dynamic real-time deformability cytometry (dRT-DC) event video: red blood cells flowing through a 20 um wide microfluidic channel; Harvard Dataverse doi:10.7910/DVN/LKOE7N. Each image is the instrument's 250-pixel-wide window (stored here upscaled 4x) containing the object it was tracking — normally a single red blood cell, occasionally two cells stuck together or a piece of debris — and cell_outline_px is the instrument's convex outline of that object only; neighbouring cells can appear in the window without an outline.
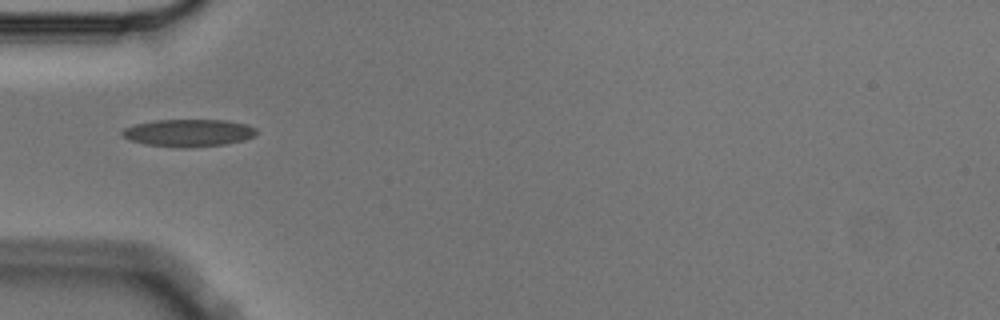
{"species": "Egyptian fruit bat (a non-hibernating species)", "species_latin": "Rousettus aegyptiacus", "temperature_condition": "cold", "stored_images_in_passage": 6, "camera_frame_rate_fps": 3000, "um_per_image_px": 0.085, "animal": {"sex": "male"}, "frame": {"image": 1, "passage_image": 5, "time_ms": 1.333, "image_size_px": [1000, 320], "cell_outline_px": [[256, 136], [244, 140], [224, 144], [188, 148], [180, 148], [144, 144], [120, 136], [120, 132], [124, 128], [136, 124], [152, 120], [228, 120], [248, 124], [256, 128]], "centroid_in_image_um": [16.03, 11.29], "position_along_channel_um": 69.0, "area_um2": 21.68}}
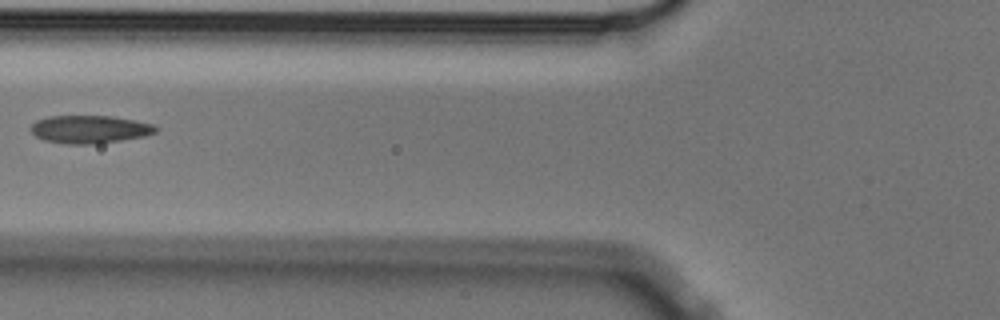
{"frame": {"image": 2, "passage_image": 6, "time_ms": 1.667, "image_size_px": [1000, 320], "cell_outline_px": [[160, 128], [156, 132], [144, 136], [100, 144], [68, 144], [44, 140], [36, 136], [28, 128], [36, 120], [48, 116], [112, 116], [136, 120], [152, 124]], "centroid_in_image_um": [7.63, 10.99], "position_along_channel_um": 118.2, "area_um2": 20.52}}